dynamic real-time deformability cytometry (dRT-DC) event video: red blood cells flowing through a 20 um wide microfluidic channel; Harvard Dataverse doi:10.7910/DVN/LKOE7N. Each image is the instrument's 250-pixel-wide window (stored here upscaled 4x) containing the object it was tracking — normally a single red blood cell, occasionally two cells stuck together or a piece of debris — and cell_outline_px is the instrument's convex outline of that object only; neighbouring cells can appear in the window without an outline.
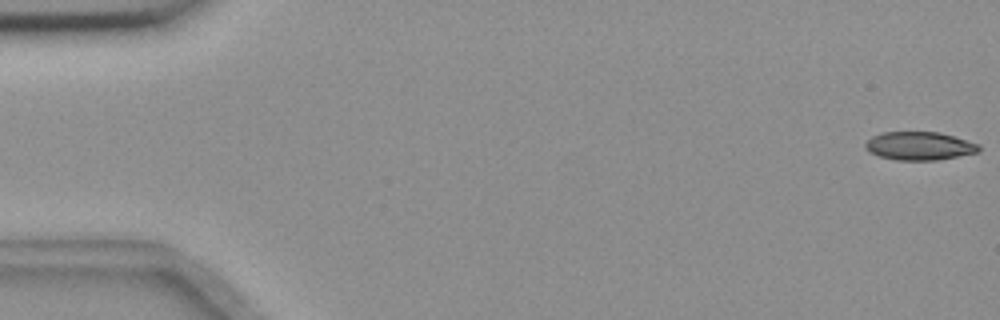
{"species": "common noctule bat (a hibernating species)", "species_latin": "Nyctalus noctula", "temperature_condition": "room temperature", "stored_images_in_passage": 56, "camera_frame_rate_fps": 3000, "um_per_image_px": 0.085, "animal": {"sex": "female", "body_mass_g": 18.4}, "frame": {"image": 1, "passage_image": 1, "time_ms": 0.0, "image_size_px": [1000, 320], "cell_outline_px": [[980, 152], [936, 160], [896, 160], [880, 156], [868, 152], [864, 148], [864, 144], [872, 136], [884, 132], [940, 132], [980, 144]], "centroid_in_image_um": [78.15, 12.4], "position_along_channel_um": 6.9, "area_um2": 18.79}}
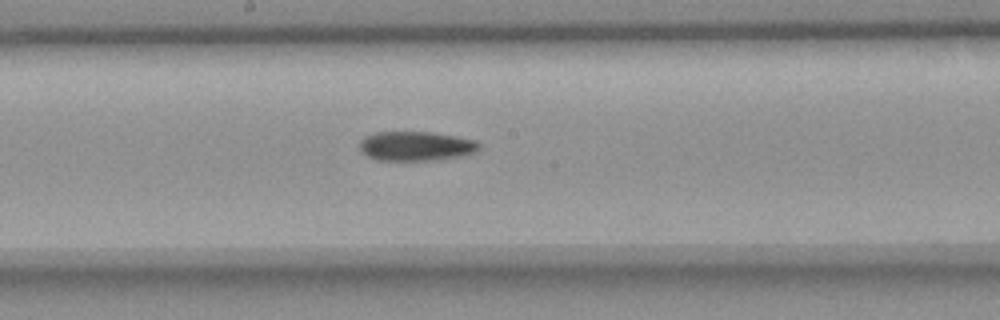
{"frame": {"image": 2, "passage_image": 30, "time_ms": 9.667, "image_size_px": [1000, 320], "cell_outline_px": [[480, 148], [464, 156], [436, 160], [376, 160], [360, 152], [360, 140], [364, 136], [376, 132], [432, 132], [456, 136], [476, 140], [480, 144]], "centroid_in_image_um": [35.34, 12.41], "position_along_channel_um": 212.9, "area_um2": 20.63}}
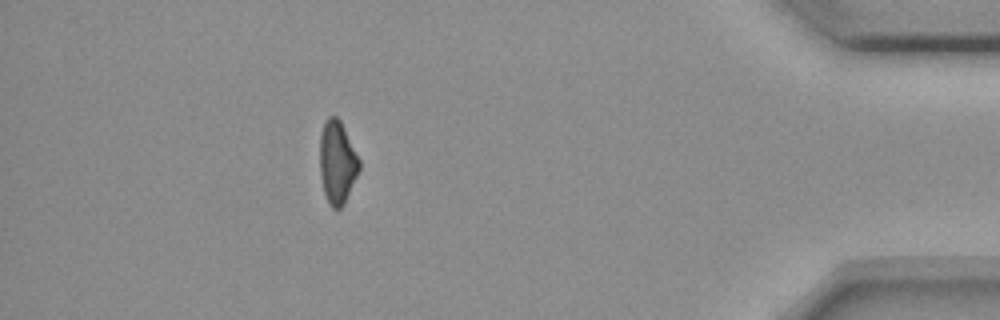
{"frame": {"image": 3, "passage_image": 50, "time_ms": 16.333, "image_size_px": [1000, 320], "cell_outline_px": [[360, 168], [344, 204], [340, 208], [332, 208], [328, 204], [324, 192], [320, 176], [320, 136], [324, 124], [328, 116], [336, 116], [340, 120], [360, 160]], "centroid_in_image_um": [28.66, 13.81], "position_along_channel_um": 406.5, "area_um2": 18.9}}